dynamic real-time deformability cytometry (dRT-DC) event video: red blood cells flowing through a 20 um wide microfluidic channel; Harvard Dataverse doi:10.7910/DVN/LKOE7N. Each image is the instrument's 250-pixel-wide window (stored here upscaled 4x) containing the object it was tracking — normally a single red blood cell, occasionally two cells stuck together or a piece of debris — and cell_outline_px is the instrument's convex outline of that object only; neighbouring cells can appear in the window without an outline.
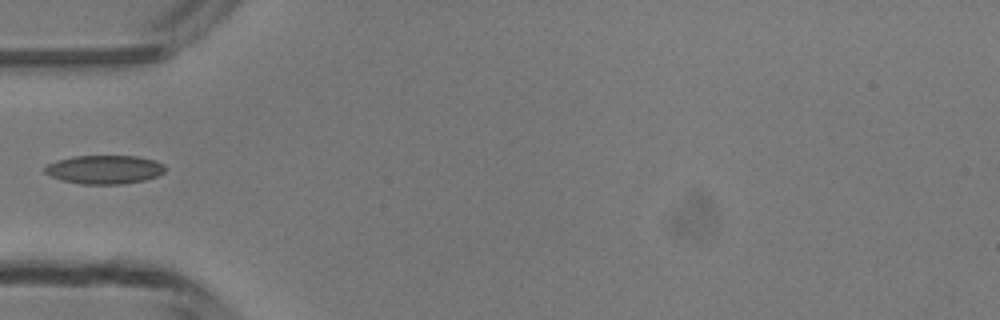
{"species": "common noctule bat (a hibernating species)", "species_latin": "Nyctalus noctula", "temperature_condition": "room temperature", "stored_images_in_passage": 3, "camera_frame_rate_fps": 3000, "um_per_image_px": 0.085, "animal": {"sex": "male", "body_mass_g": 13.3}, "frame": {"image": 1, "passage_image": 3, "time_ms": 3.0, "image_size_px": [1000, 320], "cell_outline_px": [[164, 172], [156, 176], [144, 180], [120, 184], [80, 184], [60, 180], [44, 172], [44, 168], [48, 164], [56, 160], [72, 156], [136, 156], [152, 160], [164, 164]], "centroid_in_image_um": [8.83, 14.41], "position_along_channel_um": 76.2, "area_um2": 20.0}}